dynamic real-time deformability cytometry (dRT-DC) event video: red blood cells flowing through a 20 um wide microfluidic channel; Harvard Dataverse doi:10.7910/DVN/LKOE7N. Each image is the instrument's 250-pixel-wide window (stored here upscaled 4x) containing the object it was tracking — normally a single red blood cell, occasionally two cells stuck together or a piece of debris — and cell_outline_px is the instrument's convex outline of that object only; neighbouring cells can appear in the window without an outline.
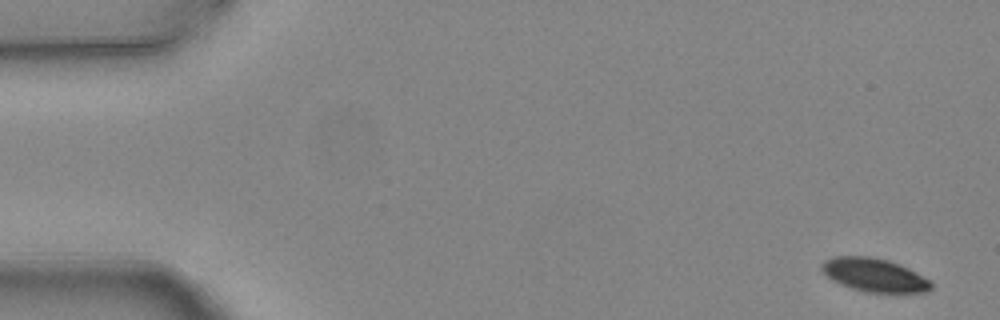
{"species": "common noctule bat (a hibernating species)", "species_latin": "Nyctalus noctula", "temperature_condition": "warm", "stored_images_in_passage": 4, "camera_frame_rate_fps": 3000, "um_per_image_px": 0.085, "animal": {"sex": "female", "body_mass_g": 24.6, "forearm_length_mm": 56.2}, "frame": {"image": 1, "passage_image": 1, "time_ms": 0.0, "image_size_px": [1000, 320], "cell_outline_px": [[932, 288], [928, 292], [864, 292], [840, 284], [832, 280], [820, 268], [820, 264], [824, 260], [832, 256], [872, 256], [888, 260], [900, 264], [908, 268], [928, 280], [932, 284]], "centroid_in_image_um": [74.27, 23.36], "position_along_channel_um": 10.7, "area_um2": 21.27}}